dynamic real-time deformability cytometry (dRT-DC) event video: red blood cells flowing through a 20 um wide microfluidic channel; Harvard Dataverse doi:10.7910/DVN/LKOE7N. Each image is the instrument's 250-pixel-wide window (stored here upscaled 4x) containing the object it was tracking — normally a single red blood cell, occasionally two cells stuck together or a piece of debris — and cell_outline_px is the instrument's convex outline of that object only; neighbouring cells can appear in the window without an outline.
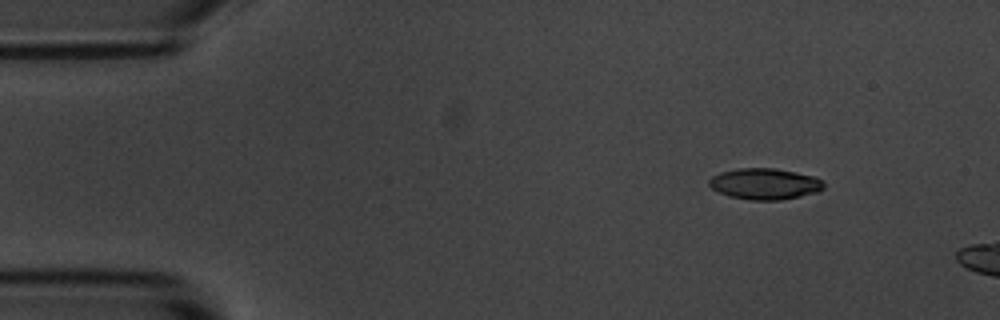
{"species": "common noctule bat (a hibernating species)", "species_latin": "Nyctalus noctula", "temperature_condition": "room temperature", "stored_images_in_passage": 4, "camera_frame_rate_fps": 3000, "um_per_image_px": 0.085, "animal": {"sex": "male", "body_mass_g": 20.1, "forearm_length_mm": 53.5}, "frame": {"image": 1, "passage_image": 2, "time_ms": 1.333, "image_size_px": [1000, 320], "cell_outline_px": [[824, 188], [820, 192], [780, 200], [752, 200], [728, 196], [712, 188], [708, 184], [708, 180], [712, 176], [720, 172], [740, 168], [776, 168], [816, 176], [824, 180]], "centroid_in_image_um": [65.05, 15.62], "position_along_channel_um": 20.0, "area_um2": 21.04}}